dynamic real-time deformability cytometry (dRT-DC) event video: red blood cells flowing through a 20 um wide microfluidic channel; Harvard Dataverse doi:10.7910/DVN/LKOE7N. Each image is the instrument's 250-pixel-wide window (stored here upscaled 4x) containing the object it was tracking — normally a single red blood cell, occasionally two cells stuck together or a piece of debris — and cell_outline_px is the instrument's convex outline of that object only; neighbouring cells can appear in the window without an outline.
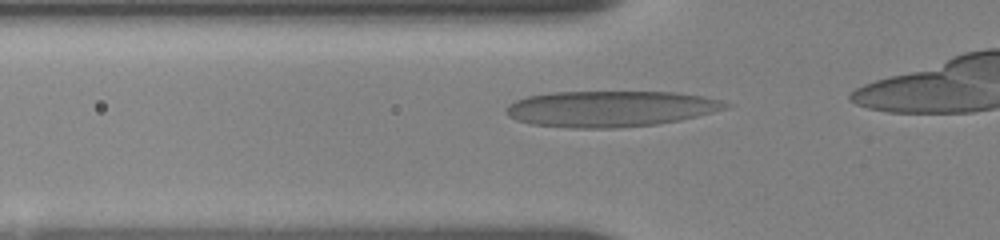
{"species": "human", "species_latin": "Homo sapiens", "temperature_condition": "room temperature", "stored_images_in_passage": 11, "camera_frame_rate_fps": 3000, "um_per_image_px": 0.085, "donor": {"sex": "female"}, "frame": {"image": 1, "passage_image": 5, "time_ms": 1.333, "image_size_px": [1000, 240], "cell_outline_px": [[732, 104], [728, 108], [680, 120], [656, 124], [616, 128], [568, 128], [532, 124], [516, 120], [508, 116], [504, 112], [504, 108], [508, 104], [516, 100], [528, 96], [552, 92], [676, 92], [704, 96], [724, 100]], "centroid_in_image_um": [51.88, 9.24], "position_along_channel_um": 73.9, "area_um2": 46.3}}
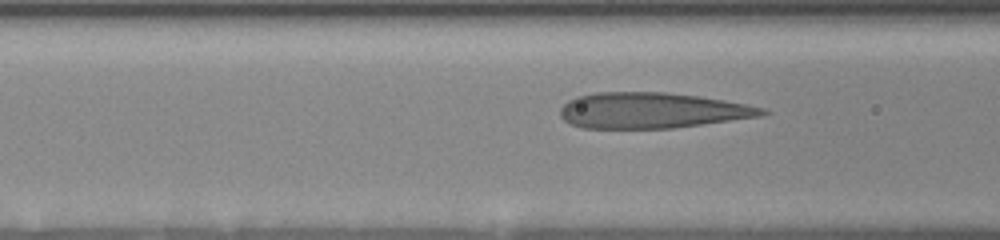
{"frame": {"image": 2, "passage_image": 8, "time_ms": 2.333, "image_size_px": [1000, 240], "cell_outline_px": [[772, 112], [760, 116], [672, 128], [580, 128], [568, 124], [560, 116], [560, 108], [568, 100], [576, 96], [596, 92], [664, 92], [700, 96], [724, 100], [764, 108]], "centroid_in_image_um": [55.35, 9.38], "position_along_channel_um": 111.2, "area_um2": 42.08}}